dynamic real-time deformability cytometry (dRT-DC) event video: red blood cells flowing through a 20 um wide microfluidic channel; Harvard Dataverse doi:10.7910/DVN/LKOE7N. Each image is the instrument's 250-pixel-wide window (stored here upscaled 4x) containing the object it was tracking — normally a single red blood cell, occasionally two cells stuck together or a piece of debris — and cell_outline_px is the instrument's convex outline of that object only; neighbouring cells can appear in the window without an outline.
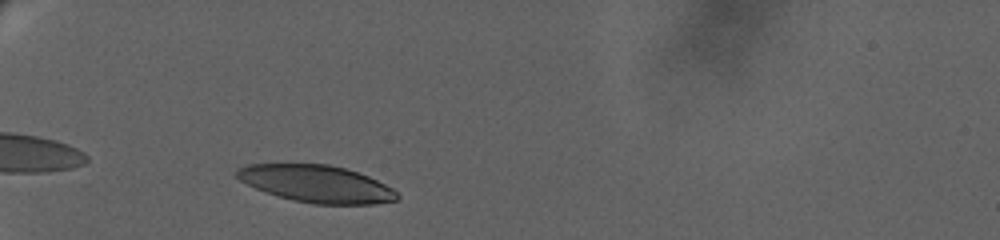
{"species": "human", "species_latin": "Homo sapiens", "temperature_condition": "warm", "stored_images_in_passage": 24, "camera_frame_rate_fps": 3000, "um_per_image_px": 0.085, "donor": {"sex": "female"}, "frame": {"image": 1, "passage_image": 3, "time_ms": 1.0, "image_size_px": [1000, 240], "cell_outline_px": [[400, 196], [396, 200], [376, 204], [312, 204], [292, 200], [256, 188], [240, 180], [236, 176], [236, 172], [240, 168], [248, 164], [328, 164], [344, 168], [368, 176], [392, 188]], "centroid_in_image_um": [26.92, 15.63], "position_along_channel_um": 58.1, "area_um2": 34.33}}
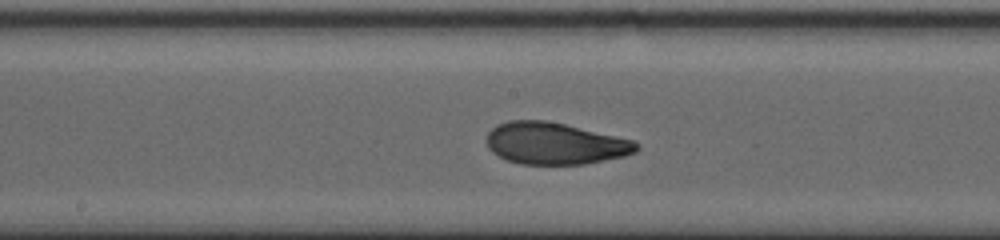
{"frame": {"image": 2, "passage_image": 15, "time_ms": 6.667, "image_size_px": [1000, 240], "cell_outline_px": [[640, 148], [636, 152], [624, 156], [584, 164], [520, 164], [504, 160], [492, 152], [488, 148], [488, 132], [496, 124], [508, 120], [544, 120], [564, 124], [632, 140], [640, 144]], "centroid_in_image_um": [47.14, 12.2], "position_along_channel_um": 201.1, "area_um2": 36.47}}
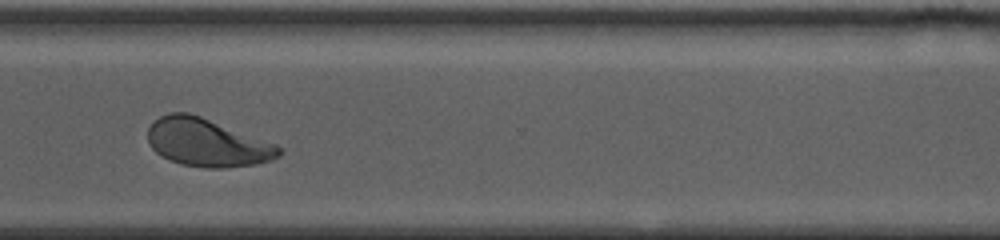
{"frame": {"image": 3, "passage_image": 21, "time_ms": 11.667, "image_size_px": [1000, 240], "cell_outline_px": [[280, 156], [272, 160], [256, 164], [224, 168], [204, 168], [180, 164], [156, 152], [152, 148], [148, 140], [148, 128], [160, 116], [168, 112], [188, 112], [200, 116], [276, 144], [280, 148]], "centroid_in_image_um": [17.6, 12.12], "position_along_channel_um": 353.0, "area_um2": 36.36}, "authors_computed_cell_mechanics": {"area_um2": 36.4718, "velocity_mm_per_s": 3.0499, "shape_relaxation_time_tau1_ms": 5.9646, "shape_relaxation_time_tau2_ms": 1.6685, "deformation_change_tau1": 0.2018, "deformation_change_tau2": 0.0724}}